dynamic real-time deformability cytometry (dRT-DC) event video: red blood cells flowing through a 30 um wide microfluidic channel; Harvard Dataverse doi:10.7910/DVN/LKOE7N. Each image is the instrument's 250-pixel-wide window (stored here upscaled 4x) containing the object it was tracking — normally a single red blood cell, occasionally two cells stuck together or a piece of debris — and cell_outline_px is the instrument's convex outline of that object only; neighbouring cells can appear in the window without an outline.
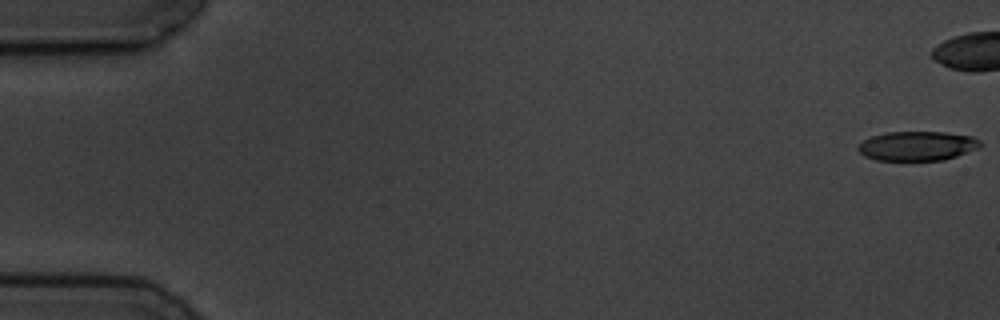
{"species": "common noctule bat (a hibernating species)", "species_latin": "Nyctalus noctula", "temperature_condition": "cold", "stored_images_in_passage": 6, "camera_frame_rate_fps": 3000, "um_per_image_px": 0.085, "animal": {"sex": "male", "body_mass_g": 19.5, "forearm_length_mm": 54.6}, "frame": {"image": 1, "passage_image": 1, "time_ms": 0.0, "image_size_px": [1000, 320], "cell_outline_px": [[984, 144], [980, 148], [944, 160], [876, 160], [864, 156], [856, 148], [864, 140], [872, 136], [888, 132], [944, 132], [972, 136], [980, 140]], "centroid_in_image_um": [78.01, 12.4], "position_along_channel_um": 7.0, "area_um2": 20.98}}